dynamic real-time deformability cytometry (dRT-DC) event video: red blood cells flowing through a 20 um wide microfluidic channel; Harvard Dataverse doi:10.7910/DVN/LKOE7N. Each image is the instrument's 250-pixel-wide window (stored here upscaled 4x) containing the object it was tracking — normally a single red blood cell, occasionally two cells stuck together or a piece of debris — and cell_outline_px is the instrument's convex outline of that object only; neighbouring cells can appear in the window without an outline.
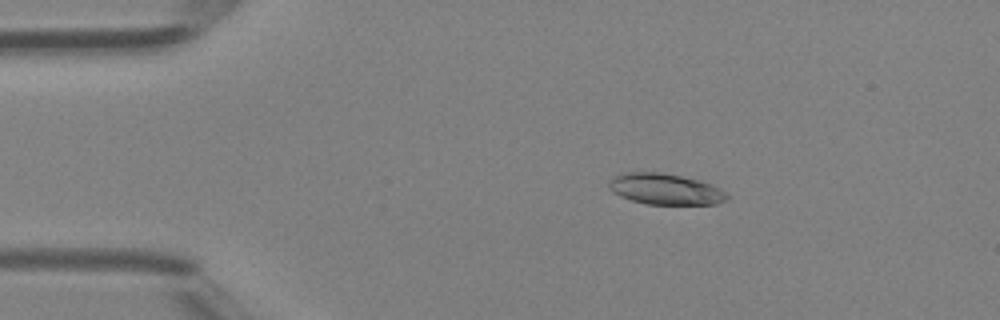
{"species": "Egyptian fruit bat (a non-hibernating species)", "species_latin": "Rousettus aegyptiacus", "temperature_condition": "room temperature", "stored_images_in_passage": 48, "camera_frame_rate_fps": 3000, "um_per_image_px": 0.085, "animal": {"sex": "female"}, "frame": {"image": 1, "passage_image": 9, "time_ms": 2.667, "image_size_px": [1000, 320], "cell_outline_px": [[728, 200], [716, 204], [644, 204], [620, 196], [612, 192], [608, 188], [608, 184], [612, 176], [624, 172], [660, 172], [680, 176], [712, 184], [720, 188], [728, 196]], "centroid_in_image_um": [56.51, 16.07], "position_along_channel_um": 28.5, "area_um2": 21.39}}
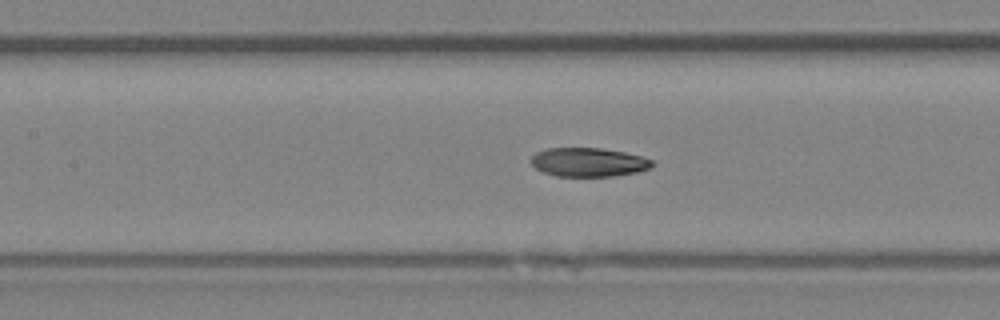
{"frame": {"image": 2, "passage_image": 22, "time_ms": 7.0, "image_size_px": [1000, 320], "cell_outline_px": [[656, 164], [648, 168], [636, 172], [612, 176], [556, 176], [544, 172], [536, 168], [528, 160], [536, 152], [548, 148], [604, 148], [624, 152], [640, 156], [652, 160]], "centroid_in_image_um": [50.0, 13.78], "position_along_channel_um": 157.4, "area_um2": 20.35}}
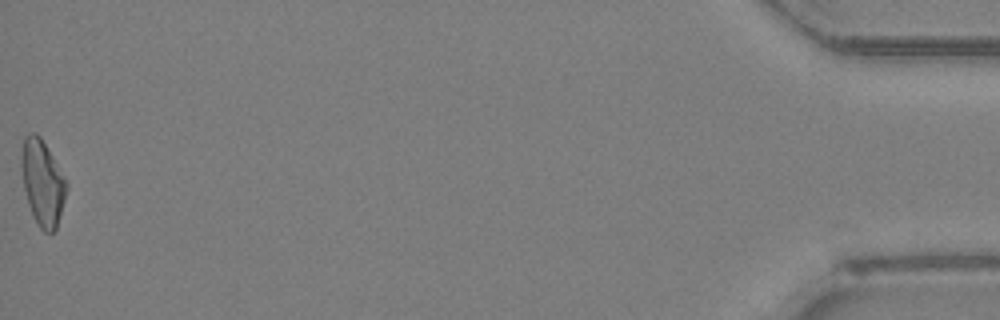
{"frame": {"image": 3, "passage_image": 48, "time_ms": 15.667, "image_size_px": [1000, 320], "cell_outline_px": [[68, 188], [56, 228], [52, 232], [44, 232], [40, 228], [32, 216], [28, 204], [24, 188], [20, 164], [20, 156], [24, 136], [28, 132], [36, 132], [40, 136], [68, 184]], "centroid_in_image_um": [3.58, 15.51], "position_along_channel_um": 431.6, "area_um2": 22.43}, "authors_computed_cell_mechanics": {"area_um2": 21.3282, "velocity_mm_per_s": 4.3531, "shape_relaxation_time_tau1_ms": null, "shape_relaxation_time_tau2_ms": 4.2059, "deformation_change_tau1": null, "deformation_change_tau2": 0.0912}}